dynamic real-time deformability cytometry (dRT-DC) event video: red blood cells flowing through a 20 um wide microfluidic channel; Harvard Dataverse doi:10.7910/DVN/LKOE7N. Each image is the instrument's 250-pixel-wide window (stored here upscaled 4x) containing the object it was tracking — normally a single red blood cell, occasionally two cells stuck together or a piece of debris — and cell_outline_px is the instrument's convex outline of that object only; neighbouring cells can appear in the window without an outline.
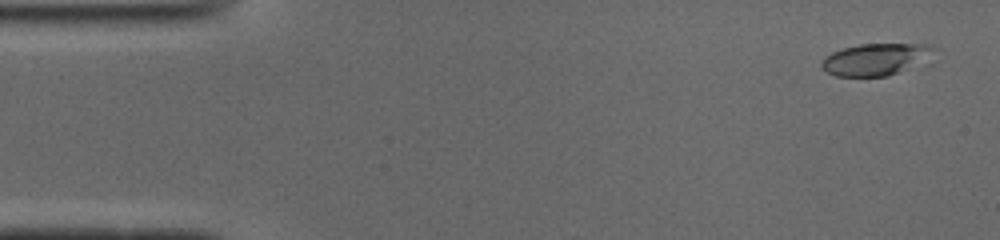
{"species": "common noctule bat (a hibernating species)", "species_latin": "Nyctalus noctula", "temperature_condition": "cold", "stored_images_in_passage": 49, "camera_frame_rate_fps": 3000, "um_per_image_px": 0.085, "animal": {"sex": "male", "body_mass_g": 19.0, "forearm_length_mm": 50.8}, "frame": {"image": 1, "passage_image": 1, "time_ms": 0.0, "image_size_px": [1000, 240], "cell_outline_px": [[940, 48], [932, 64], [888, 76], [836, 76], [820, 68], [820, 60], [824, 56], [832, 52], [844, 48], [860, 44], [932, 44]], "centroid_in_image_um": [74.67, 5.05], "position_along_channel_um": 10.3, "area_um2": 22.37}}
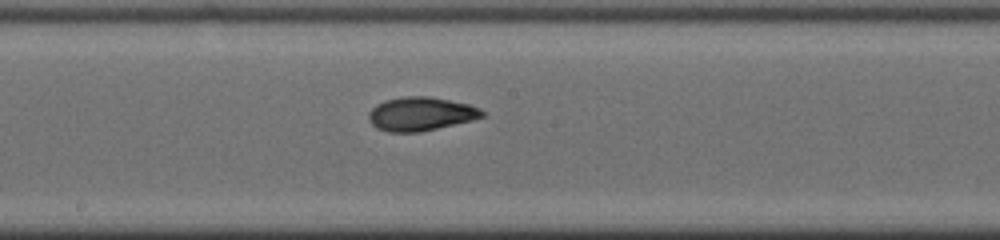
{"frame": {"image": 2, "passage_image": 25, "time_ms": 8.0, "image_size_px": [1000, 240], "cell_outline_px": [[484, 116], [472, 120], [420, 132], [388, 132], [376, 128], [372, 124], [368, 116], [368, 112], [376, 104], [384, 100], [404, 96], [432, 96], [468, 104], [480, 108], [484, 112]], "centroid_in_image_um": [35.74, 9.67], "position_along_channel_um": 212.5, "area_um2": 22.37}}
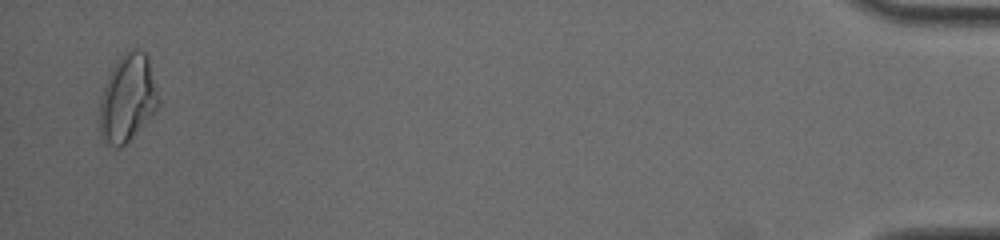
{"frame": {"image": 3, "passage_image": 48, "time_ms": 15.667, "image_size_px": [1000, 240], "cell_outline_px": [[160, 104], [128, 140], [124, 144], [112, 144], [100, 132], [100, 100], [108, 76], [116, 60], [124, 52], [132, 48], [136, 48], [144, 52], [148, 56], [160, 100]], "centroid_in_image_um": [10.87, 8.23], "position_along_channel_um": 424.3, "area_um2": 29.02}, "authors_computed_cell_mechanics": {"area_um2": 21.7328, "velocity_mm_per_s": 3.9281, "shape_relaxation_time_tau1_ms": 6.8461, "shape_relaxation_time_tau2_ms": 2.3178, "deformation_change_tau1": 0.2255, "deformation_change_tau2": 0.0522}}